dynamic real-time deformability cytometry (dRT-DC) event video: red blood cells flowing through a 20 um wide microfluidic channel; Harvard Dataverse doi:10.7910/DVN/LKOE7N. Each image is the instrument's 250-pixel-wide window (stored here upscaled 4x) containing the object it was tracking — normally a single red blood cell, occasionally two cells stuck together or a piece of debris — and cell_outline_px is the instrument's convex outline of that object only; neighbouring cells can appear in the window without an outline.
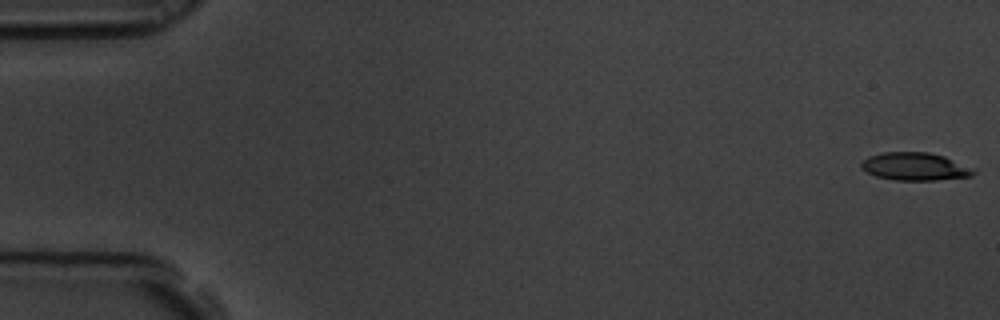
{"species": "common noctule bat (a hibernating species)", "species_latin": "Nyctalus noctula", "temperature_condition": "room temperature", "stored_images_in_passage": 60, "camera_frame_rate_fps": 3000, "um_per_image_px": 0.085, "animal": {"sex": "male", "body_mass_g": 19.5, "forearm_length_mm": 54.6}, "frame": {"image": 1, "passage_image": 1, "time_ms": 0.0, "image_size_px": [1000, 320], "cell_outline_px": [[976, 172], [972, 176], [936, 180], [896, 180], [876, 176], [860, 168], [860, 164], [868, 156], [884, 152], [928, 152], [944, 156], [976, 168]], "centroid_in_image_um": [77.81, 14.15], "position_along_channel_um": 7.2, "area_um2": 18.32}}
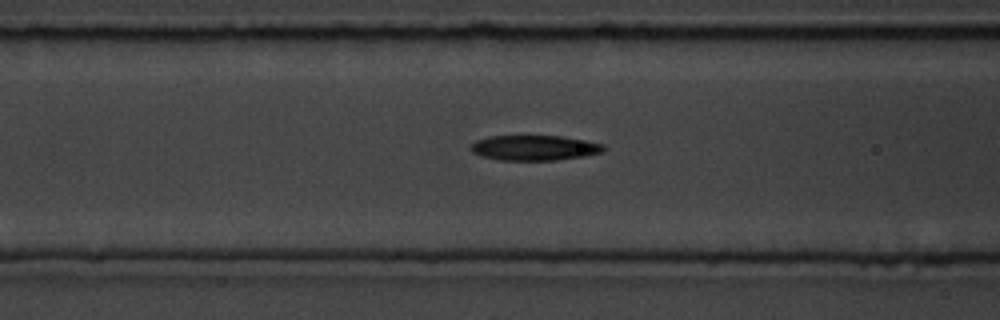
{"frame": {"image": 2, "passage_image": 24, "time_ms": 7.667, "image_size_px": [1000, 320], "cell_outline_px": [[604, 148], [600, 152], [584, 156], [556, 160], [500, 160], [480, 156], [472, 152], [468, 148], [476, 140], [488, 136], [560, 136], [604, 144]], "centroid_in_image_um": [45.35, 12.57], "position_along_channel_um": 121.3, "area_um2": 19.36}}
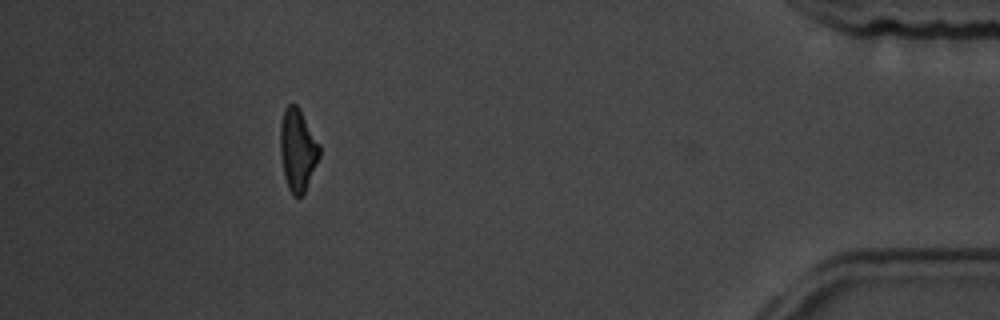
{"frame": {"image": 3, "passage_image": 54, "time_ms": 17.667, "image_size_px": [1000, 320], "cell_outline_px": [[320, 156], [304, 192], [300, 196], [292, 196], [288, 188], [284, 176], [280, 156], [280, 124], [284, 108], [288, 104], [296, 104], [300, 108], [320, 144]], "centroid_in_image_um": [25.29, 12.7], "position_along_channel_um": 409.9, "area_um2": 18.96}, "authors_computed_cell_mechanics": {"area_um2": 19.2763, "velocity_mm_per_s": 3.4539, "shape_relaxation_time_tau1_ms": 5.5781, "shape_relaxation_time_tau2_ms": 5.4305, "deformation_change_tau1": 0.1738, "deformation_change_tau2": 0.1606}}